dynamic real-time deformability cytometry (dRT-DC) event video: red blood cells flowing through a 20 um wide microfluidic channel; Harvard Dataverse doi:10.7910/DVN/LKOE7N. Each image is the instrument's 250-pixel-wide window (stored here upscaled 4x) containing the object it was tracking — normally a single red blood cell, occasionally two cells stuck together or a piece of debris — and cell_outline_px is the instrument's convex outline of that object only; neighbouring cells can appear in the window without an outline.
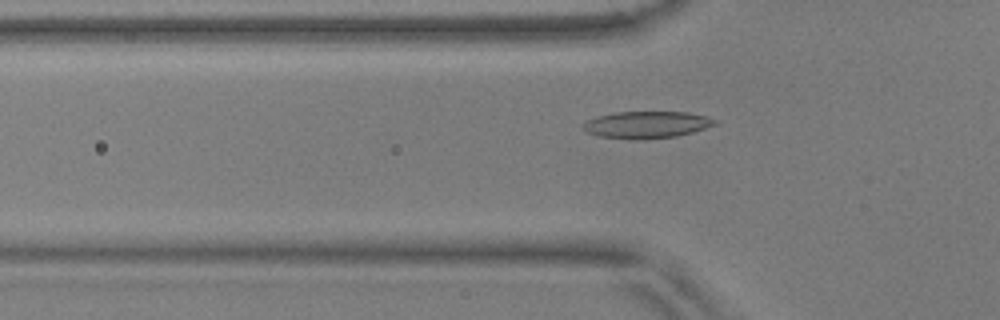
{"species": "common noctule bat (a hibernating species)", "species_latin": "Nyctalus noctula", "temperature_condition": "warm", "stored_images_in_passage": 52, "camera_frame_rate_fps": 3000, "um_per_image_px": 0.085, "animal": {"sex": "male", "body_mass_g": 17.9, "forearm_length_mm": 54.2}, "frame": {"image": 1, "passage_image": 15, "time_ms": 4.667, "image_size_px": [1000, 320], "cell_outline_px": [[720, 124], [692, 132], [676, 136], [600, 136], [584, 132], [580, 128], [580, 124], [584, 120], [596, 116], [616, 112], [688, 112], [708, 116], [716, 120]], "centroid_in_image_um": [54.96, 10.54], "position_along_channel_um": 70.8, "area_um2": 20.0}}
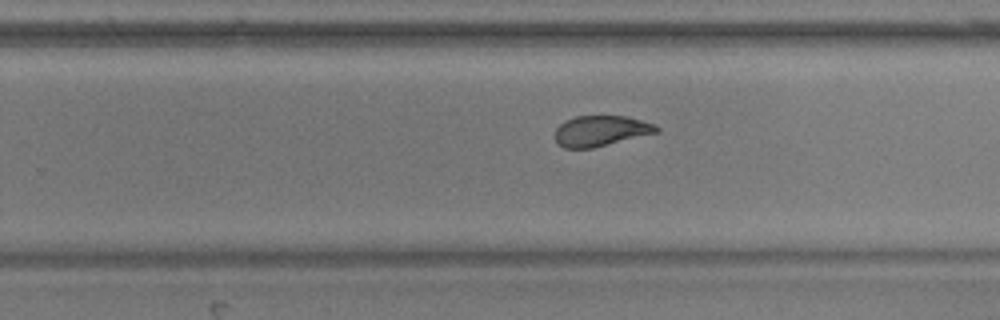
{"frame": {"image": 2, "passage_image": 32, "time_ms": 10.333, "image_size_px": [1000, 320], "cell_outline_px": [[660, 132], [592, 148], [564, 148], [556, 144], [552, 136], [556, 128], [564, 120], [576, 116], [628, 116], [652, 124], [660, 128]], "centroid_in_image_um": [51.01, 11.13], "position_along_channel_um": 278.8, "area_um2": 18.32}}
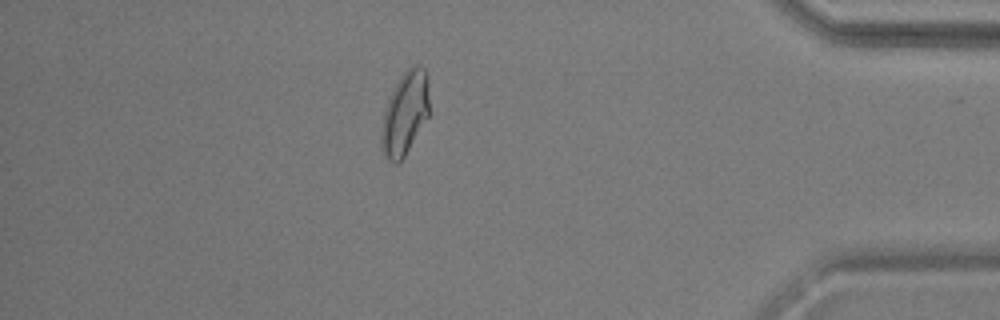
{"frame": {"image": 3, "passage_image": 45, "time_ms": 14.667, "image_size_px": [1000, 320], "cell_outline_px": [[428, 116], [404, 156], [396, 164], [388, 160], [384, 156], [380, 148], [380, 132], [384, 112], [388, 100], [400, 76], [408, 68], [416, 64], [420, 64], [424, 68], [428, 76]], "centroid_in_image_um": [34.4, 9.63], "position_along_channel_um": 400.8, "area_um2": 23.12}, "authors_computed_cell_mechanics": {"area_um2": 19.941, "velocity_mm_per_s": 3.6626, "shape_relaxation_time_tau1_ms": 4.2137, "shape_relaxation_time_tau2_ms": 1.4437, "deformation_change_tau1": 0.1404, "deformation_change_tau2": 0.0665}}